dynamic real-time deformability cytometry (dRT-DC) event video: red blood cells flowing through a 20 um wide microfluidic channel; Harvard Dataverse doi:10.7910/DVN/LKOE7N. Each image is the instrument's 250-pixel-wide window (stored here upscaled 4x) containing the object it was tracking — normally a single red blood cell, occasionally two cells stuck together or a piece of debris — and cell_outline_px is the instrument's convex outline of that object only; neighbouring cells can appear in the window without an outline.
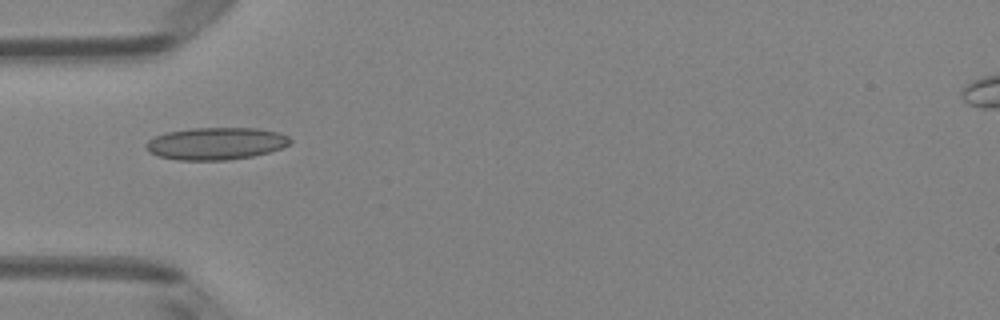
{"species": "Egyptian fruit bat (a non-hibernating species)", "species_latin": "Rousettus aegyptiacus", "temperature_condition": "room temperature", "stored_images_in_passage": 5, "camera_frame_rate_fps": 3000, "um_per_image_px": 0.085, "animal": {"sex": "female"}, "frame": {"image": 1, "passage_image": 4, "time_ms": 1.0, "image_size_px": [1000, 320], "cell_outline_px": [[292, 140], [288, 144], [280, 148], [268, 152], [252, 156], [228, 160], [176, 160], [160, 156], [148, 152], [144, 148], [144, 144], [148, 140], [156, 136], [168, 132], [192, 128], [256, 128], [280, 132], [288, 136]], "centroid_in_image_um": [18.33, 12.2], "position_along_channel_um": 66.7, "area_um2": 27.11}}
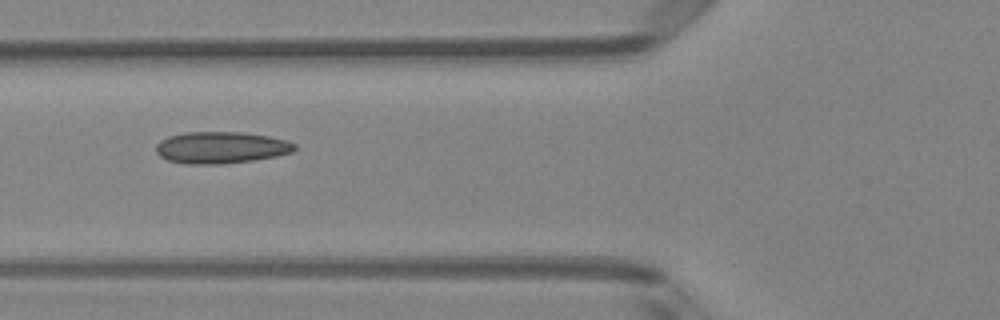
{"frame": {"image": 2, "passage_image": 5, "time_ms": 1.333, "image_size_px": [1000, 320], "cell_outline_px": [[296, 148], [292, 152], [276, 156], [252, 160], [224, 164], [184, 164], [168, 160], [160, 156], [156, 152], [156, 144], [160, 140], [168, 136], [184, 132], [240, 132], [268, 136], [288, 140], [296, 144]], "centroid_in_image_um": [18.77, 12.54], "position_along_channel_um": 107.0, "area_um2": 25.78}}